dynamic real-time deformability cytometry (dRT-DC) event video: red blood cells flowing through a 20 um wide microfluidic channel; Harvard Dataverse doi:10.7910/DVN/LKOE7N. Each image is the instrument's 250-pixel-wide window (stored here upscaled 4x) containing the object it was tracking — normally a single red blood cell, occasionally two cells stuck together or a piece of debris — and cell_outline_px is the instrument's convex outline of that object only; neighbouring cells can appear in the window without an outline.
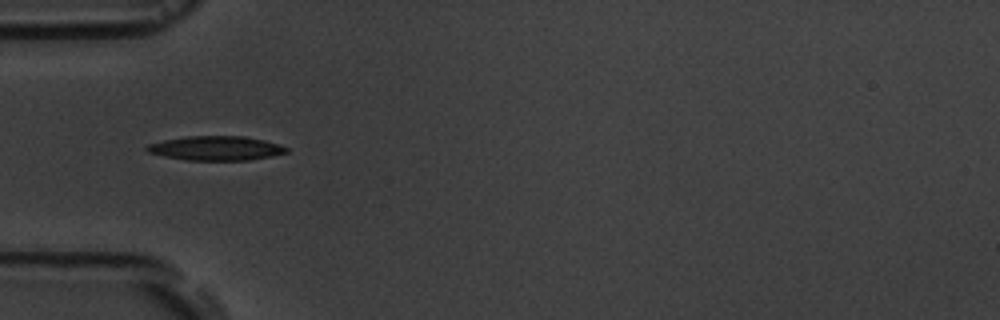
{"species": "common noctule bat (a hibernating species)", "species_latin": "Nyctalus noctula", "temperature_condition": "room temperature", "stored_images_in_passage": 11, "camera_frame_rate_fps": 3000, "um_per_image_px": 0.085, "animal": {"sex": "male", "body_mass_g": 19.5, "forearm_length_mm": 54.6}, "frame": {"image": 1, "passage_image": 1, "time_ms": 0.0, "image_size_px": [1000, 320], "cell_outline_px": [[288, 152], [272, 156], [248, 160], [184, 160], [164, 156], [148, 152], [144, 148], [148, 144], [164, 140], [188, 136], [244, 136], [264, 140], [288, 148]], "centroid_in_image_um": [18.33, 12.6], "position_along_channel_um": 66.7, "area_um2": 19.65}}
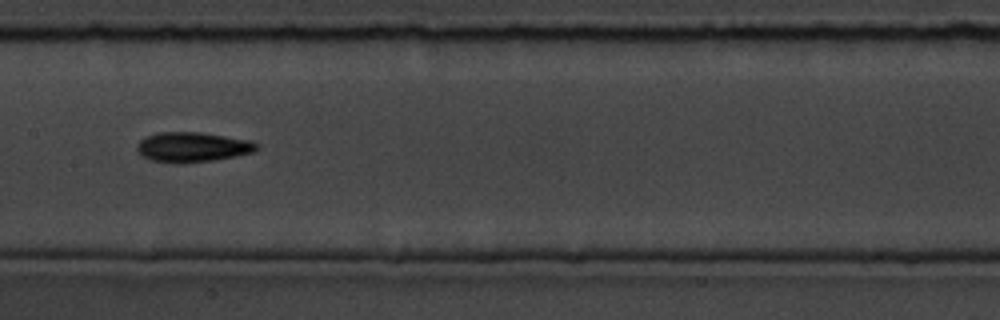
{"frame": {"image": 2, "passage_image": 4, "time_ms": 3.333, "image_size_px": [1000, 320], "cell_outline_px": [[260, 148], [252, 152], [236, 156], [212, 160], [180, 164], [176, 164], [148, 160], [136, 152], [136, 144], [144, 136], [156, 132], [200, 132], [252, 140], [260, 144]], "centroid_in_image_um": [16.32, 12.5], "position_along_channel_um": 191.1, "area_um2": 21.39}}
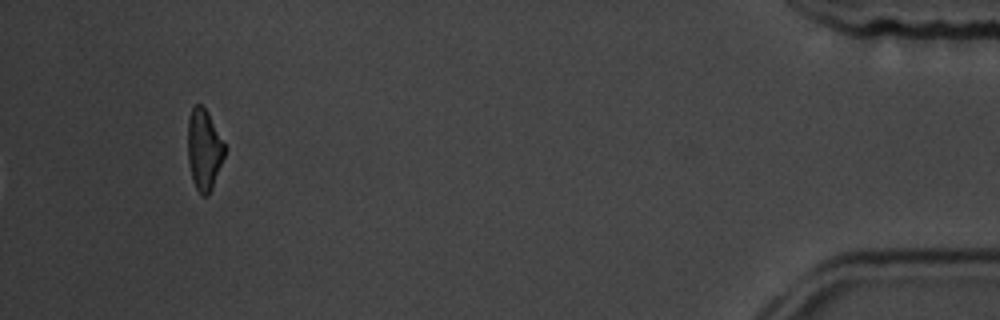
{"frame": {"image": 3, "passage_image": 11, "time_ms": 11.333, "image_size_px": [1000, 320], "cell_outline_px": [[224, 156], [212, 188], [208, 196], [204, 196], [196, 188], [192, 180], [188, 160], [188, 120], [192, 108], [196, 104], [200, 104], [208, 112], [224, 144]], "centroid_in_image_um": [17.32, 12.72], "position_along_channel_um": 417.9, "area_um2": 17.05}, "authors_computed_cell_mechanics": {"area_um2": 18.5538, "velocity_mm_per_s": 3.7265, "shape_relaxation_time_tau1_ms": 1.8248, "shape_relaxation_time_tau2_ms": null, "deformation_change_tau1": 0.0927, "deformation_change_tau2": null}}